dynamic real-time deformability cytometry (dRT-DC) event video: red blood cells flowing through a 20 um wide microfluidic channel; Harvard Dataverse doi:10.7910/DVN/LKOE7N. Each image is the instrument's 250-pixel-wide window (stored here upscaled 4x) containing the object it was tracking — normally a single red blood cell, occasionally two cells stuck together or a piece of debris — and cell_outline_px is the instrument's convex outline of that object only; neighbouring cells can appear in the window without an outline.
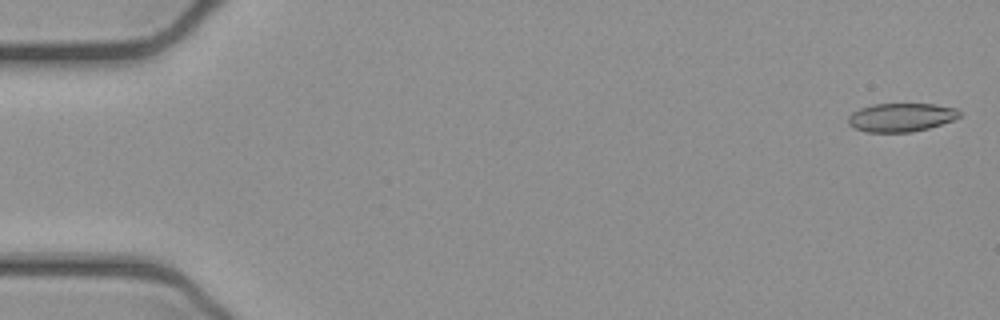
{"species": "common noctule bat (a hibernating species)", "species_latin": "Nyctalus noctula", "temperature_condition": "cold", "stored_images_in_passage": 34, "camera_frame_rate_fps": 3000, "um_per_image_px": 0.085, "animal": {"sex": "female", "body_mass_g": 21.9}, "frame": {"image": 1, "passage_image": 1, "time_ms": 0.0, "image_size_px": [1000, 320], "cell_outline_px": [[960, 116], [952, 120], [928, 128], [912, 132], [864, 132], [848, 124], [848, 116], [852, 112], [860, 108], [872, 104], [936, 104], [956, 108], [960, 112]], "centroid_in_image_um": [76.57, 9.97], "position_along_channel_um": 8.4, "area_um2": 18.5}}